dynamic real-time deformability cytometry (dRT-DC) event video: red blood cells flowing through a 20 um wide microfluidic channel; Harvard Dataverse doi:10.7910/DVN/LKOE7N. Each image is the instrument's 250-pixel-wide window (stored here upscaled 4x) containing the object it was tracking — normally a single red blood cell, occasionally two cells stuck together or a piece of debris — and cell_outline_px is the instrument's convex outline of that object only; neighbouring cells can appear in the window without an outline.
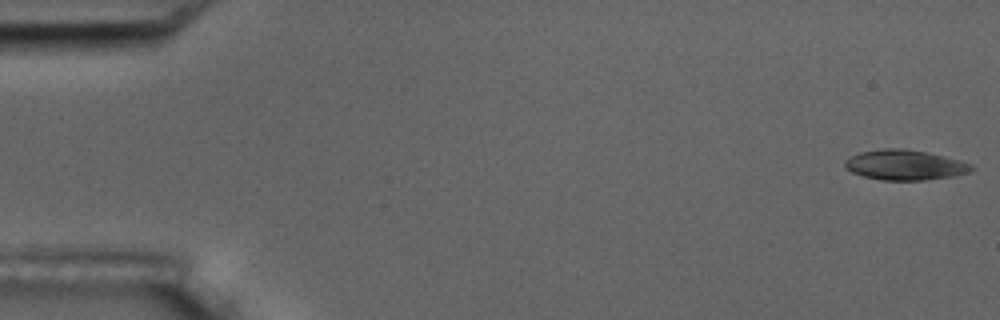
{"species": "common noctule bat (a hibernating species)", "species_latin": "Nyctalus noctula", "temperature_condition": "room temperature", "stored_images_in_passage": 7, "camera_frame_rate_fps": 3000, "um_per_image_px": 0.085, "animal": {"sex": "male", "body_mass_g": 17.5, "forearm_length_mm": 52.3}, "frame": {"image": 1, "passage_image": 1, "time_ms": 0.0, "image_size_px": [1000, 320], "cell_outline_px": [[976, 168], [968, 172], [956, 176], [924, 180], [880, 180], [864, 176], [852, 172], [844, 168], [844, 160], [848, 156], [860, 152], [884, 148], [904, 148], [928, 152], [960, 160], [972, 164]], "centroid_in_image_um": [76.91, 14.01], "position_along_channel_um": 8.1, "area_um2": 22.54}}
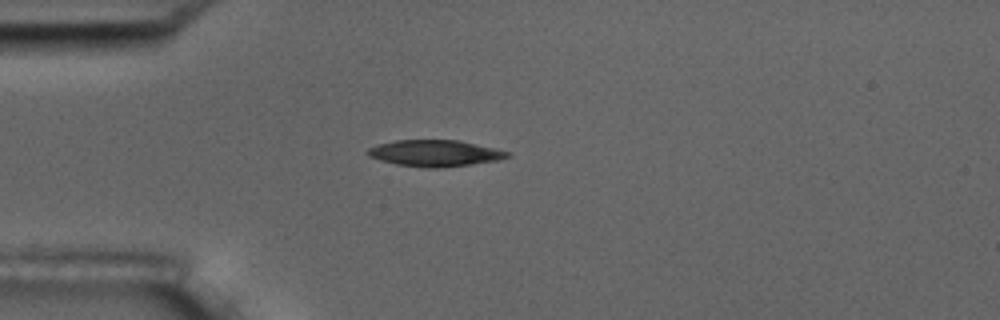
{"frame": {"image": 2, "passage_image": 5, "time_ms": 4.667, "image_size_px": [1000, 320], "cell_outline_px": [[512, 156], [500, 160], [472, 164], [436, 168], [428, 168], [396, 164], [380, 160], [368, 156], [364, 152], [368, 148], [376, 144], [396, 140], [460, 140], [496, 148], [512, 152]], "centroid_in_image_um": [36.99, 13.01], "position_along_channel_um": 48.0, "area_um2": 21.79}}